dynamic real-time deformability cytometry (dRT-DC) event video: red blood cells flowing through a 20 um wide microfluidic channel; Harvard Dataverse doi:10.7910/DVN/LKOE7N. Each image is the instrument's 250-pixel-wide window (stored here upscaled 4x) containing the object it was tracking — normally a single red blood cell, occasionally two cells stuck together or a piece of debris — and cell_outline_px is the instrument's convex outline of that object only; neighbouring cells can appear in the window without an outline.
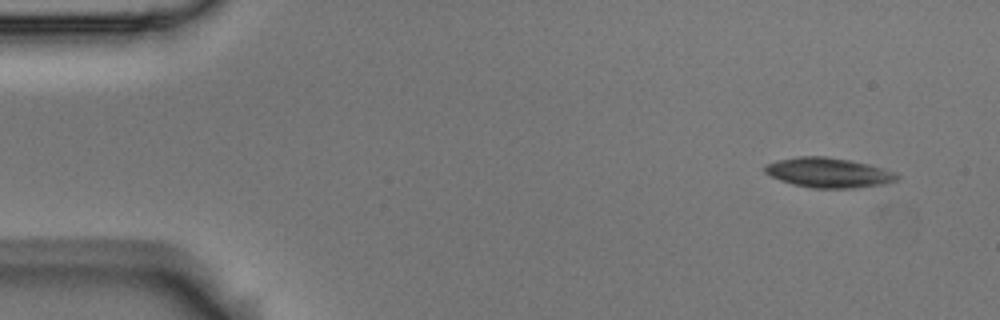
{"species": "Egyptian fruit bat (a non-hibernating species)", "species_latin": "Rousettus aegyptiacus", "temperature_condition": "room temperature", "stored_images_in_passage": 5, "camera_frame_rate_fps": 3000, "um_per_image_px": 0.085, "animal": {"sex": "male"}, "frame": {"image": 1, "passage_image": 1, "time_ms": 0.0, "image_size_px": [1000, 320], "cell_outline_px": [[900, 176], [896, 180], [884, 184], [856, 188], [812, 188], [792, 184], [780, 180], [764, 172], [764, 164], [776, 160], [796, 156], [824, 156], [848, 160], [868, 164], [896, 172]], "centroid_in_image_um": [70.4, 14.67], "position_along_channel_um": 14.6, "area_um2": 23.06}}
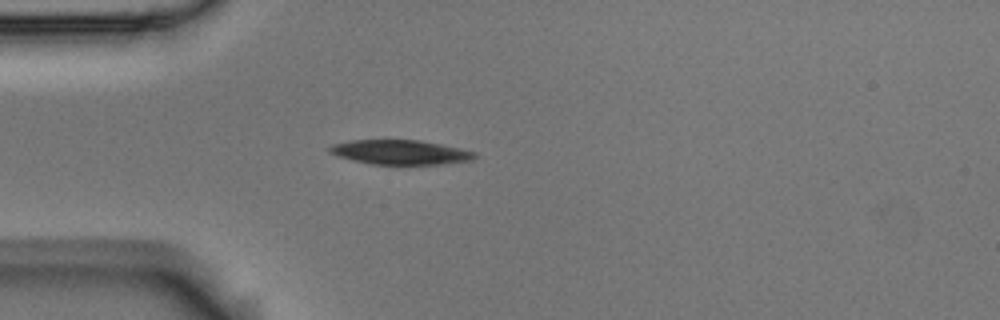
{"frame": {"image": 2, "passage_image": 4, "time_ms": 1.0, "image_size_px": [1000, 320], "cell_outline_px": [[476, 156], [472, 160], [440, 164], [372, 164], [352, 160], [336, 156], [328, 152], [328, 148], [332, 144], [348, 140], [420, 140], [460, 148], [476, 152]], "centroid_in_image_um": [33.98, 12.93], "position_along_channel_um": 51.0, "area_um2": 20.75}}